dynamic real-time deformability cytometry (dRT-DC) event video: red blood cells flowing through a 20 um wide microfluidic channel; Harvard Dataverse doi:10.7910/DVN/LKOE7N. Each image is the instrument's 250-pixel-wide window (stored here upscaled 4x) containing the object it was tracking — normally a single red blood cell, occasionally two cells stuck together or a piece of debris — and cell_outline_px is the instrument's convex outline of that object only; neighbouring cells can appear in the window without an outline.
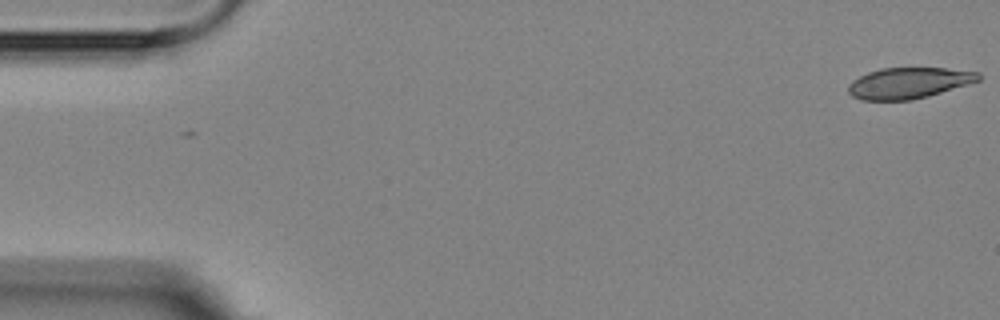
{"species": "Egyptian fruit bat (a non-hibernating species)", "species_latin": "Rousettus aegyptiacus", "temperature_condition": "room temperature", "stored_images_in_passage": 4, "camera_frame_rate_fps": 3000, "um_per_image_px": 0.085, "animal": {"sex": "female"}, "frame": {"image": 1, "passage_image": 1, "time_ms": 0.0, "image_size_px": [1000, 320], "cell_outline_px": [[980, 80], [968, 84], [928, 96], [912, 100], [860, 100], [852, 96], [848, 92], [848, 84], [852, 80], [868, 72], [880, 68], [944, 68], [980, 72]], "centroid_in_image_um": [77.21, 7.05], "position_along_channel_um": 7.8, "area_um2": 23.52}}